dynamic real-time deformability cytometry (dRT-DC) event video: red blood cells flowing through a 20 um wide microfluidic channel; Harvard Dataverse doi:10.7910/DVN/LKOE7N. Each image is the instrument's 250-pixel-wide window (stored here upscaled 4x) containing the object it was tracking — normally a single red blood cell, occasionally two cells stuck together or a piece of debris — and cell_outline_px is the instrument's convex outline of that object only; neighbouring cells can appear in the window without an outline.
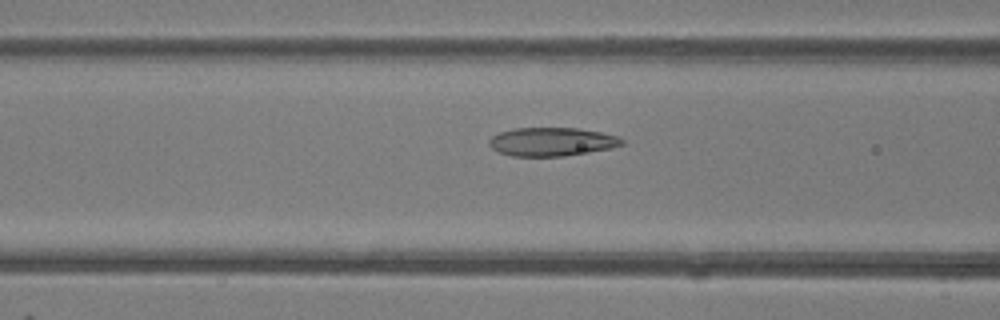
{"species": "common noctule bat (a hibernating species)", "species_latin": "Nyctalus noctula", "temperature_condition": "room temperature", "stored_images_in_passage": 49, "camera_frame_rate_fps": 3000, "um_per_image_px": 0.085, "animal": {"sex": "female"}, "frame": {"image": 1, "passage_image": 20, "time_ms": 6.333, "image_size_px": [1000, 320], "cell_outline_px": [[624, 144], [612, 148], [564, 156], [512, 156], [500, 152], [492, 148], [488, 144], [488, 140], [492, 136], [500, 132], [512, 128], [576, 128], [600, 132], [620, 136], [624, 140]], "centroid_in_image_um": [46.91, 12.04], "position_along_channel_um": 119.7, "area_um2": 22.14}}
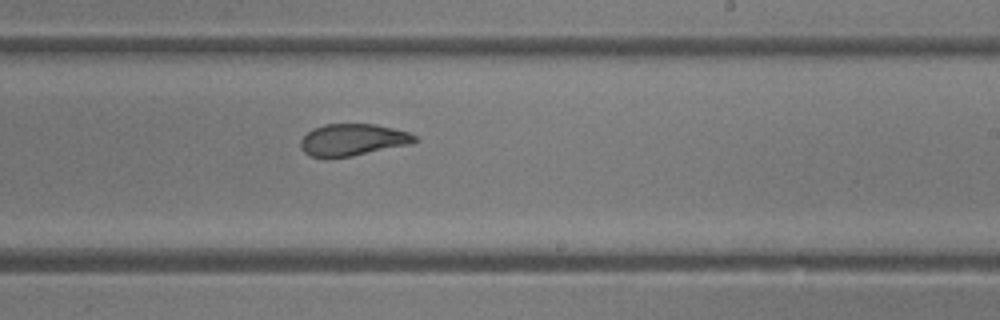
{"frame": {"image": 2, "passage_image": 30, "time_ms": 9.667, "image_size_px": [1000, 320], "cell_outline_px": [[420, 140], [412, 144], [352, 156], [324, 160], [312, 156], [304, 152], [300, 148], [300, 140], [312, 128], [324, 124], [376, 124], [408, 132], [416, 136]], "centroid_in_image_um": [29.96, 11.91], "position_along_channel_um": 259.0, "area_um2": 21.68}}
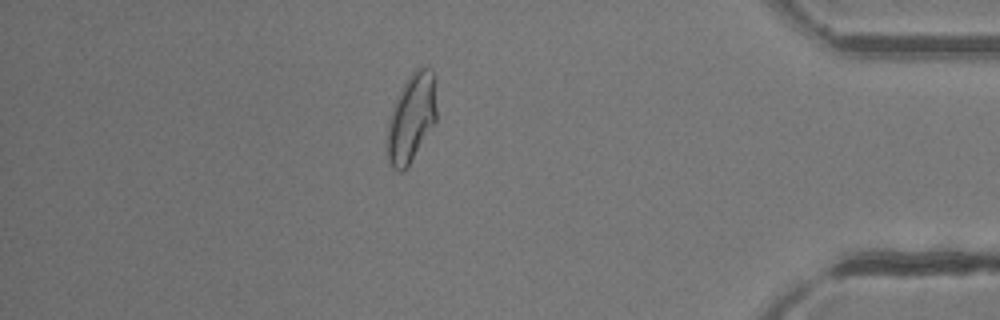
{"frame": {"image": 3, "passage_image": 43, "time_ms": 14.0, "image_size_px": [1000, 320], "cell_outline_px": [[436, 120], [408, 168], [404, 172], [400, 172], [392, 168], [388, 160], [388, 120], [392, 108], [404, 84], [412, 72], [420, 64], [428, 68], [432, 72], [436, 80]], "centroid_in_image_um": [34.99, 10.02], "position_along_channel_um": 400.2, "area_um2": 25.49}, "authors_computed_cell_mechanics": {"area_um2": 23.987, "velocity_mm_per_s": 4.1869, "shape_relaxation_time_tau1_ms": 5.3245, "shape_relaxation_time_tau2_ms": 1.3047, "deformation_change_tau1": 0.1619, "deformation_change_tau2": 0.0768}}